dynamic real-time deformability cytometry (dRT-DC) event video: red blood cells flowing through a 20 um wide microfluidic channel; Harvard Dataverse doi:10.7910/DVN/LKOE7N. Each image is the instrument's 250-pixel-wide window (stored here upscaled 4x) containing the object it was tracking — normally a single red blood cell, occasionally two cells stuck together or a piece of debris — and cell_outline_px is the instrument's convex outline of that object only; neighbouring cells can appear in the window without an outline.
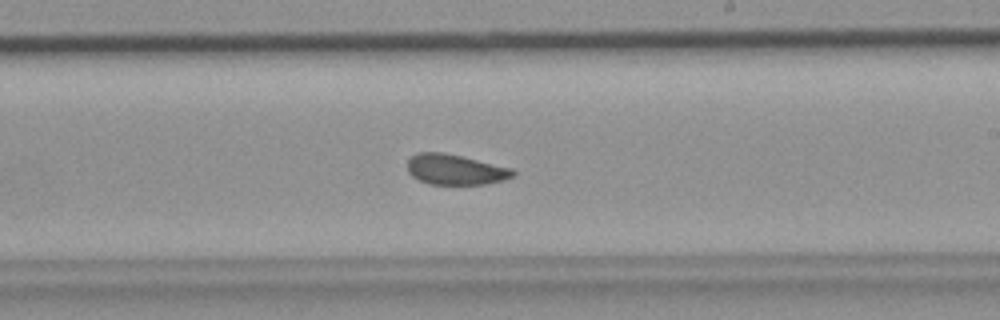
{"species": "common noctule bat (a hibernating species)", "species_latin": "Nyctalus noctula", "temperature_condition": "room temperature", "stored_images_in_passage": 43, "segment_of_instrument_passage": [1, 2], "camera_frame_rate_fps": 3000, "um_per_image_px": 0.085, "animal": {"sex": "female", "body_mass_g": 19.9}, "frame": {"image": 1, "passage_image": 22, "time_ms": 7.0, "image_size_px": [1000, 320], "cell_outline_px": [[516, 172], [512, 176], [504, 180], [484, 184], [428, 184], [412, 176], [408, 172], [408, 160], [416, 152], [444, 152], [512, 168]], "centroid_in_image_um": [38.68, 14.41], "position_along_channel_um": 250.3, "area_um2": 18.61}}
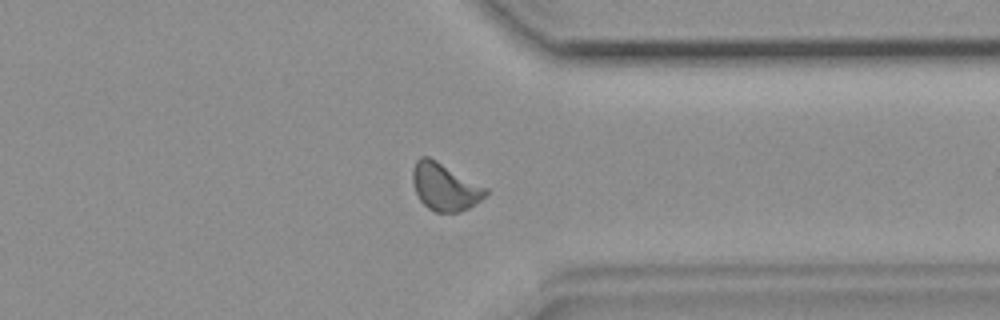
{"frame": {"image": 2, "passage_image": 31, "time_ms": 10.0, "image_size_px": [1000, 320], "cell_outline_px": [[488, 192], [476, 204], [468, 208], [456, 212], [436, 212], [428, 208], [420, 200], [416, 192], [412, 180], [412, 168], [416, 160], [420, 156], [428, 156], [436, 160], [488, 188]], "centroid_in_image_um": [37.79, 15.87], "position_along_channel_um": 373.6, "area_um2": 20.06}}